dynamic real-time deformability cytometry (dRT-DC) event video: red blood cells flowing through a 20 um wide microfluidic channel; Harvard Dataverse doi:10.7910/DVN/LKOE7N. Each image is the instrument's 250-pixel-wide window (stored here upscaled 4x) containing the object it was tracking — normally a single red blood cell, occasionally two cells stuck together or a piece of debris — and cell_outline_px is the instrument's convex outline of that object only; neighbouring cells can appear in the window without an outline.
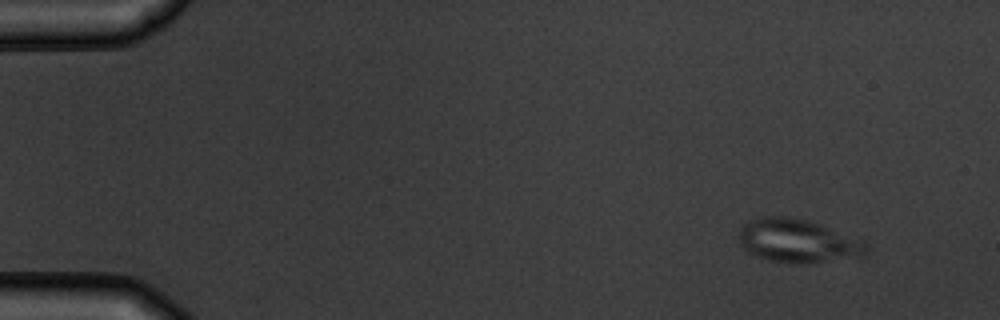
{"species": "common noctule bat (a hibernating species)", "species_latin": "Nyctalus noctula", "temperature_condition": "warm", "stored_images_in_passage": 5, "camera_frame_rate_fps": 3000, "um_per_image_px": 0.085, "animal": {"sex": "male", "body_mass_g": 19.5, "forearm_length_mm": 54.6}, "frame": {"image": 1, "passage_image": 1, "time_ms": 0.0, "image_size_px": [1000, 320], "cell_outline_px": [[868, 252], [864, 256], [800, 264], [792, 264], [768, 260], [756, 256], [748, 252], [740, 244], [736, 236], [740, 228], [744, 224], [760, 216], [784, 216], [804, 220], [864, 240], [868, 244]], "centroid_in_image_um": [67.78, 20.49], "position_along_channel_um": 17.2, "area_um2": 32.25}}